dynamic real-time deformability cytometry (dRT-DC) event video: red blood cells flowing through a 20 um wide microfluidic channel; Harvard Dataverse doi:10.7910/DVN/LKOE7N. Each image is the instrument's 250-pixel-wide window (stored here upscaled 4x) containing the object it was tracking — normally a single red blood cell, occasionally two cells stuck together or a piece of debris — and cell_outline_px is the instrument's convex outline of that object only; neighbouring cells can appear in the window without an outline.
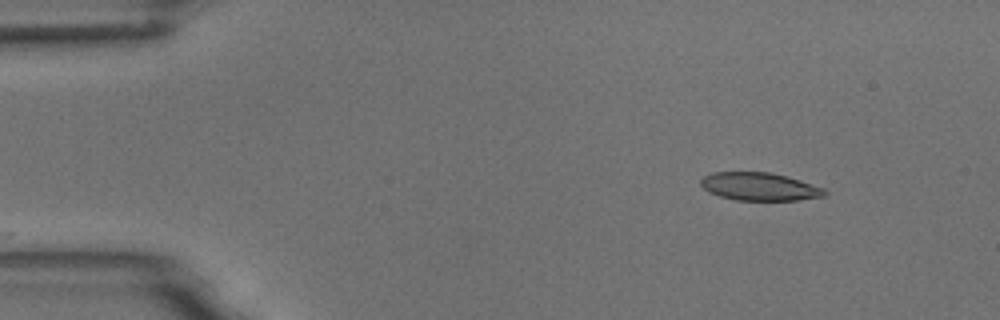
{"species": "common noctule bat (a hibernating species)", "species_latin": "Nyctalus noctula", "temperature_condition": "room temperature", "stored_images_in_passage": 24, "camera_frame_rate_fps": 3000, "um_per_image_px": 0.085, "animal": {"sex": "male", "body_mass_g": 18.8}, "frame": {"image": 1, "passage_image": 1, "time_ms": 0.0, "image_size_px": [1000, 320], "cell_outline_px": [[828, 192], [824, 196], [796, 200], [736, 200], [720, 196], [708, 192], [700, 184], [700, 180], [704, 176], [712, 172], [768, 172], [800, 180], [824, 188]], "centroid_in_image_um": [64.54, 15.86], "position_along_channel_um": 20.5, "area_um2": 20.06}}
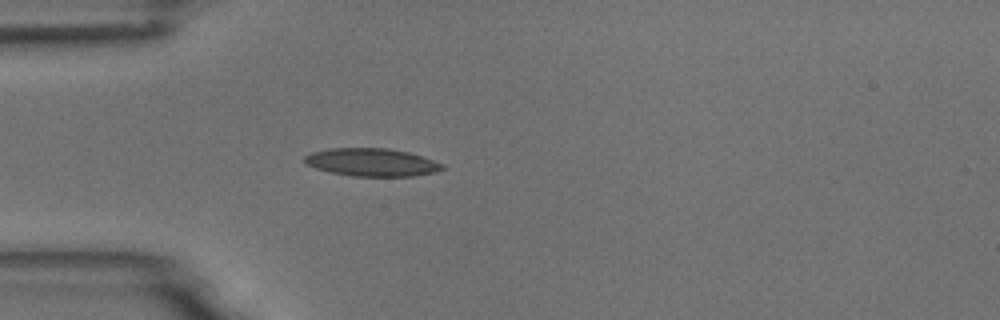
{"frame": {"image": 2, "passage_image": 10, "time_ms": 3.0, "image_size_px": [1000, 320], "cell_outline_px": [[444, 168], [432, 172], [412, 176], [352, 176], [332, 172], [316, 168], [304, 164], [304, 156], [312, 152], [328, 148], [388, 148], [408, 152], [444, 164]], "centroid_in_image_um": [31.55, 13.79], "position_along_channel_um": 53.5, "area_um2": 22.2}}